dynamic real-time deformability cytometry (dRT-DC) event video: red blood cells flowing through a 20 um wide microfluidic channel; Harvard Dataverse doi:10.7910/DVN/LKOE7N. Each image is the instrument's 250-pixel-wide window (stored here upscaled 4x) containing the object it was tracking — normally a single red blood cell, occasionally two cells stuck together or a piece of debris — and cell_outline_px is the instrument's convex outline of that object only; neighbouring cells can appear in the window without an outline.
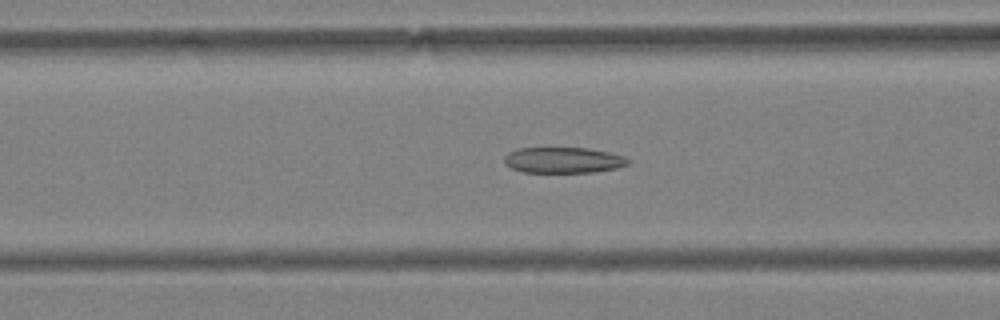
{"species": "Egyptian fruit bat (a non-hibernating species)", "species_latin": "Rousettus aegyptiacus", "temperature_condition": "warm", "stored_images_in_passage": 29, "camera_frame_rate_fps": 3000, "um_per_image_px": 0.085, "animal": {"sex": "female"}, "frame": {"image": 1, "passage_image": 9, "time_ms": 2.667, "image_size_px": [1000, 320], "cell_outline_px": [[628, 164], [616, 168], [596, 172], [524, 172], [512, 168], [504, 164], [504, 156], [508, 152], [516, 148], [588, 148], [608, 152], [624, 156], [628, 160]], "centroid_in_image_um": [47.84, 13.61], "position_along_channel_um": 118.8, "area_um2": 18.61}}
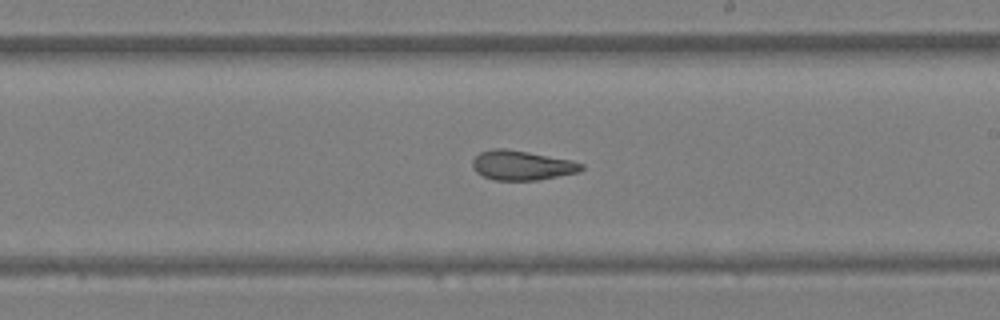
{"frame": {"image": 2, "passage_image": 19, "time_ms": 6.0, "image_size_px": [1000, 320], "cell_outline_px": [[584, 168], [580, 172], [536, 180], [496, 180], [484, 176], [476, 172], [472, 168], [472, 160], [480, 152], [492, 148], [504, 148], [528, 152], [572, 160], [584, 164]], "centroid_in_image_um": [44.36, 14.05], "position_along_channel_um": 244.6, "area_um2": 18.79}}
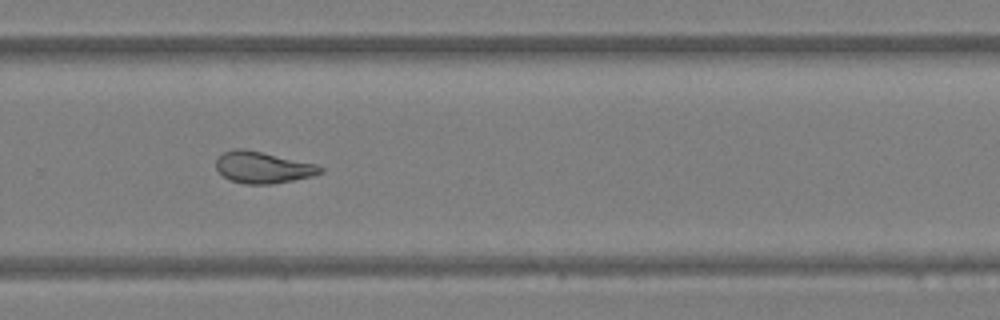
{"frame": {"image": 3, "passage_image": 24, "time_ms": 7.667, "image_size_px": [1000, 320], "cell_outline_px": [[324, 172], [312, 176], [272, 184], [244, 184], [228, 180], [216, 168], [216, 160], [224, 152], [236, 148], [244, 148], [316, 164], [324, 168]], "centroid_in_image_um": [22.34, 14.23], "position_along_channel_um": 307.5, "area_um2": 19.13}, "authors_computed_cell_mechanics": {"area_um2": 18.9584, "velocity_mm_per_s": 3.784, "shape_relaxation_time_tau1_ms": null, "shape_relaxation_time_tau2_ms": 2.8428, "deformation_change_tau1": null, "deformation_change_tau2": 0.0973}}